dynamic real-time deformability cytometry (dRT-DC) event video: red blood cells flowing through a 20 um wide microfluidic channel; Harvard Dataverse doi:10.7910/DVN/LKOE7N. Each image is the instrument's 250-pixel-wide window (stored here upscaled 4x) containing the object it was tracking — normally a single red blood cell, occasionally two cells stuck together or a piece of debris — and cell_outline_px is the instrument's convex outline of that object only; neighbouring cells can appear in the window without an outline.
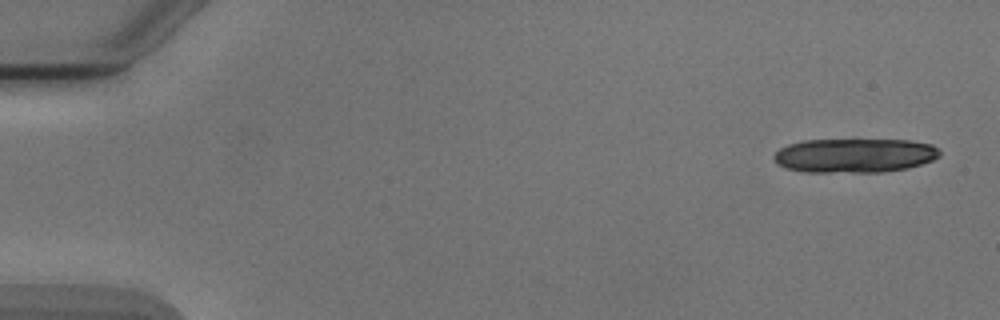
{"species": "Egyptian fruit bat (a non-hibernating species)", "species_latin": "Rousettus aegyptiacus", "temperature_condition": "cold", "stored_images_in_passage": 7, "camera_frame_rate_fps": 3000, "um_per_image_px": 0.085, "animal": {"sex": "male"}, "frame": {"image": 1, "passage_image": 1, "time_ms": 0.0, "image_size_px": [1000, 320], "cell_outline_px": [[940, 156], [932, 160], [908, 168], [880, 172], [808, 172], [788, 168], [776, 164], [772, 156], [780, 148], [788, 144], [804, 140], [856, 136], [912, 140], [932, 144], [940, 152]], "centroid_in_image_um": [72.64, 13.15], "position_along_channel_um": 12.4, "area_um2": 34.62}}
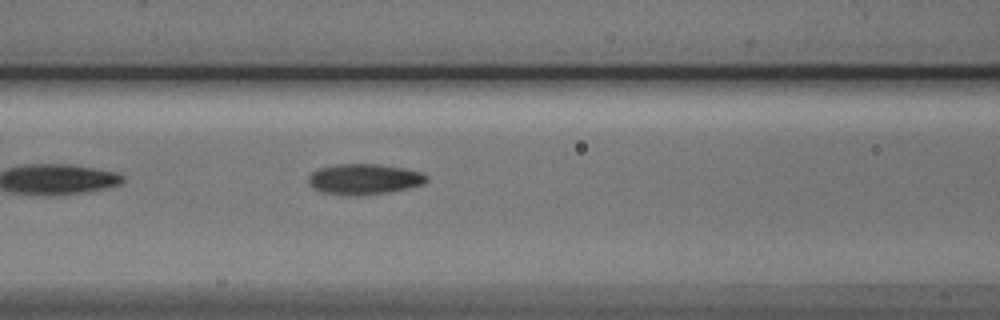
{"frame": {"image": 2, "passage_image": 7, "time_ms": 7.0, "image_size_px": [1000, 320], "cell_outline_px": [[428, 180], [424, 184], [408, 188], [388, 192], [348, 196], [320, 192], [312, 188], [308, 184], [308, 176], [316, 168], [336, 164], [380, 164], [420, 172], [428, 176]], "centroid_in_image_um": [30.89, 15.23], "position_along_channel_um": 135.7, "area_um2": 21.21}}